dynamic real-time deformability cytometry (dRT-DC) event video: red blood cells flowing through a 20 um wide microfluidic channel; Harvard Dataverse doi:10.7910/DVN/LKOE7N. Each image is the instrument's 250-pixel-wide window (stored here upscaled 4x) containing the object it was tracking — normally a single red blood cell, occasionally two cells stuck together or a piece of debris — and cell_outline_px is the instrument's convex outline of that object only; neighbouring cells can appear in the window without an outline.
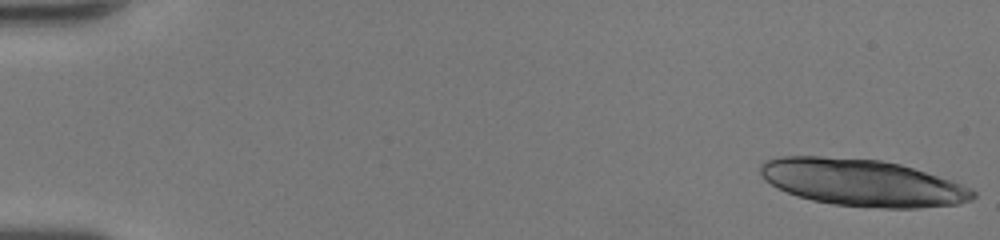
{"species": "human", "species_latin": "Homo sapiens", "temperature_condition": "room temperature", "stored_images_in_passage": 19, "camera_frame_rate_fps": 3000, "um_per_image_px": 0.085, "donor": {"sex": "female"}, "frame": {"image": 1, "passage_image": 1, "time_ms": 0.0, "image_size_px": [1000, 240], "cell_outline_px": [[976, 196], [972, 200], [956, 204], [916, 208], [884, 208], [832, 204], [812, 200], [796, 196], [764, 180], [760, 172], [760, 164], [764, 160], [780, 156], [820, 156], [880, 160], [900, 164], [952, 180], [972, 188], [976, 192]], "centroid_in_image_um": [73.3, 15.52], "position_along_channel_um": 11.7, "area_um2": 58.09}}